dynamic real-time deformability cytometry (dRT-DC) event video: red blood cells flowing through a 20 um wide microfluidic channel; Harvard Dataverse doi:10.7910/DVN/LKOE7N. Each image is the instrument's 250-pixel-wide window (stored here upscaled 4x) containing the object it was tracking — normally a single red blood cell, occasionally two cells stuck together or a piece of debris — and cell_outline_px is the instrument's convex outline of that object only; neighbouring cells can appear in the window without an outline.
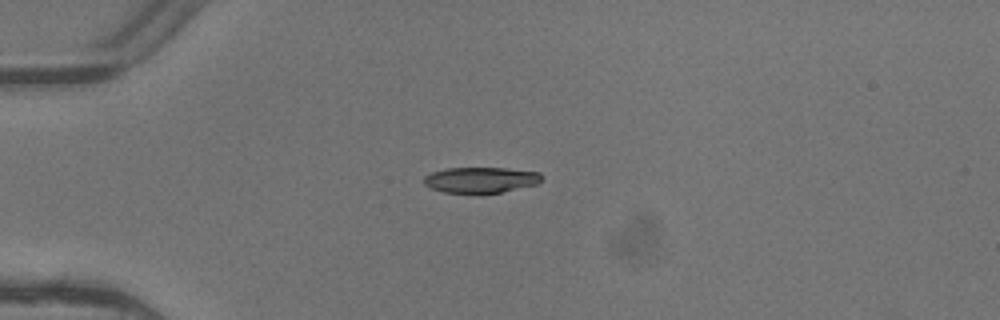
{"species": "common noctule bat (a hibernating species)", "species_latin": "Nyctalus noctula", "temperature_condition": "warm", "stored_images_in_passage": 4, "camera_frame_rate_fps": 3000, "um_per_image_px": 0.085, "animal": {"sex": "female"}, "frame": {"image": 1, "passage_image": 4, "time_ms": 1.0, "image_size_px": [1000, 320], "cell_outline_px": [[544, 176], [536, 184], [500, 192], [480, 196], [444, 192], [432, 188], [424, 184], [424, 176], [432, 172], [444, 168], [504, 168], [540, 172]], "centroid_in_image_um": [40.83, 15.32], "position_along_channel_um": 44.2, "area_um2": 18.15}}